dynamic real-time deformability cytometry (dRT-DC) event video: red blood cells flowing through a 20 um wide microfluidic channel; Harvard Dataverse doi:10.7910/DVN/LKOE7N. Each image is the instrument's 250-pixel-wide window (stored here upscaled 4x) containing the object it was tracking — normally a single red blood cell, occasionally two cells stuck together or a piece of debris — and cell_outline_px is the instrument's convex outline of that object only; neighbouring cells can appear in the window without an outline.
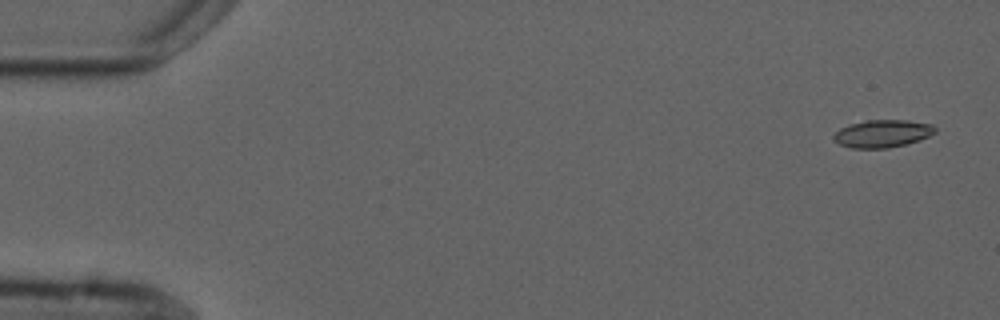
{"species": "common noctule bat (a hibernating species)", "species_latin": "Nyctalus noctula", "temperature_condition": "cold", "stored_images_in_passage": 5, "camera_frame_rate_fps": 3000, "um_per_image_px": 0.085, "animal": {"sex": "male", "forearm_length_mm": 52.5}, "frame": {"image": 1, "passage_image": 1, "time_ms": 0.0, "image_size_px": [1000, 320], "cell_outline_px": [[936, 132], [920, 140], [888, 148], [852, 148], [840, 144], [832, 140], [832, 136], [840, 128], [848, 124], [864, 120], [908, 120], [932, 124], [936, 128]], "centroid_in_image_um": [74.99, 11.34], "position_along_channel_um": 10.0, "area_um2": 16.42}}
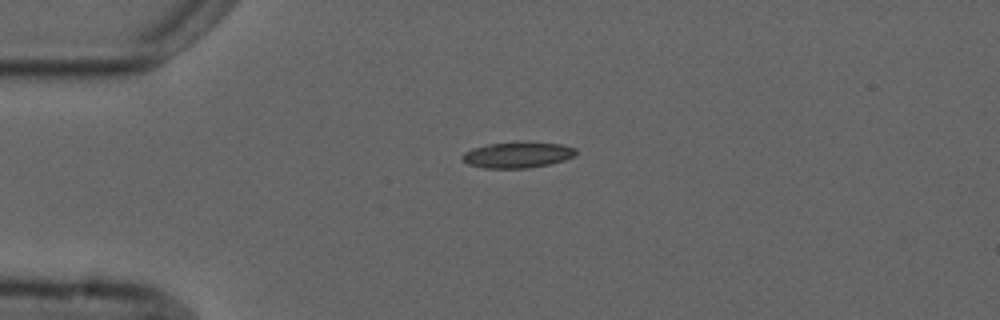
{"frame": {"image": 2, "passage_image": 4, "time_ms": 3.667, "image_size_px": [1000, 320], "cell_outline_px": [[576, 152], [572, 156], [564, 160], [548, 164], [528, 168], [484, 168], [468, 164], [460, 160], [460, 156], [464, 152], [472, 148], [488, 144], [560, 144], [576, 148]], "centroid_in_image_um": [43.9, 13.2], "position_along_channel_um": 41.1, "area_um2": 16.47}}